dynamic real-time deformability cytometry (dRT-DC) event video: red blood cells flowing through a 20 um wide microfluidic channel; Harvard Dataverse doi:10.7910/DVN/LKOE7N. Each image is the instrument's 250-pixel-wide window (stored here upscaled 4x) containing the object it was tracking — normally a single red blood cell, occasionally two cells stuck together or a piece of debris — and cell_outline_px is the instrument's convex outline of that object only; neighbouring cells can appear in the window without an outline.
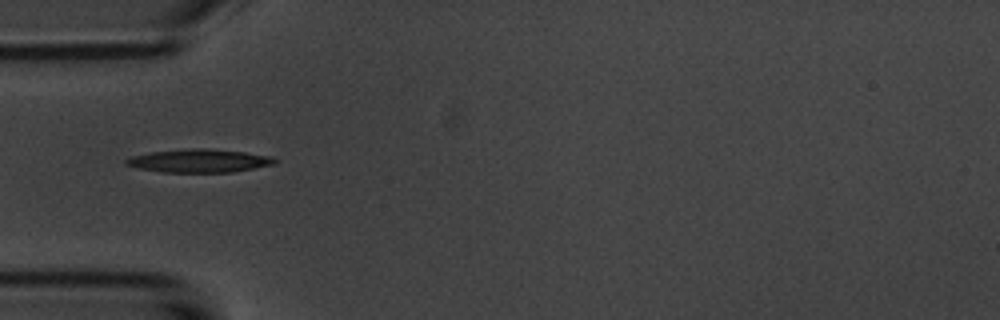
{"species": "common noctule bat (a hibernating species)", "species_latin": "Nyctalus noctula", "temperature_condition": "room temperature", "stored_images_in_passage": 4, "camera_frame_rate_fps": 3000, "um_per_image_px": 0.085, "animal": {"sex": "male", "body_mass_g": 20.1, "forearm_length_mm": 53.5}, "frame": {"image": 1, "passage_image": 1, "time_ms": 0.0, "image_size_px": [1000, 320], "cell_outline_px": [[280, 160], [276, 164], [232, 172], [164, 172], [140, 168], [124, 164], [124, 160], [132, 156], [152, 152], [192, 148], [204, 148], [244, 152], [272, 156]], "centroid_in_image_um": [16.99, 13.66], "position_along_channel_um": 68.0, "area_um2": 20.06}}
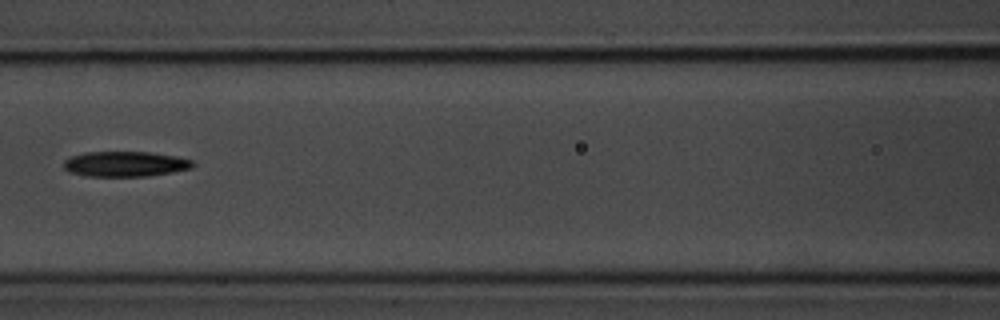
{"frame": {"image": 2, "passage_image": 3, "time_ms": 2.333, "image_size_px": [1000, 320], "cell_outline_px": [[196, 164], [192, 168], [172, 172], [144, 176], [84, 176], [68, 172], [64, 168], [64, 160], [72, 156], [84, 152], [148, 152], [176, 156], [192, 160]], "centroid_in_image_um": [10.63, 13.94], "position_along_channel_um": 156.0, "area_um2": 19.02}}
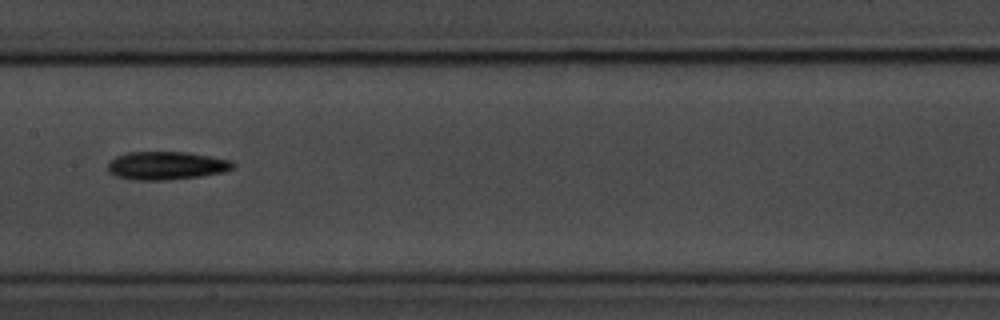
{"frame": {"image": 3, "passage_image": 4, "time_ms": 3.333, "image_size_px": [1000, 320], "cell_outline_px": [[236, 168], [224, 172], [200, 176], [164, 180], [140, 180], [116, 176], [108, 172], [108, 160], [124, 152], [188, 152], [212, 156], [232, 160], [236, 164]], "centroid_in_image_um": [14.17, 14.06], "position_along_channel_um": 193.2, "area_um2": 20.81}}